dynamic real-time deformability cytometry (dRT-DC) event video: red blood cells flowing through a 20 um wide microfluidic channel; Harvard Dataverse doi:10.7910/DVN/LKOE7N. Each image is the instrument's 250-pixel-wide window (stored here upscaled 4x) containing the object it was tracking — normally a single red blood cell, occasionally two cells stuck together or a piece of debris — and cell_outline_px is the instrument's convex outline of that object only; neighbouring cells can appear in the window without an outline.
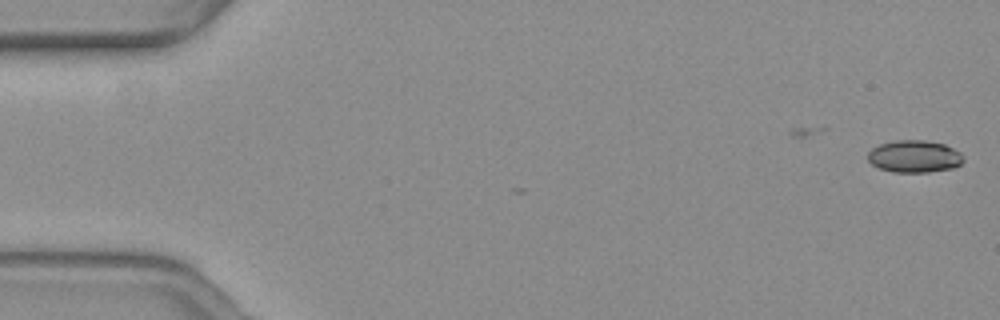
{"species": "common noctule bat (a hibernating species)", "species_latin": "Nyctalus noctula", "temperature_condition": "warm", "stored_images_in_passage": 4, "camera_frame_rate_fps": 3000, "um_per_image_px": 0.085, "animal": {"sex": "female", "body_mass_g": 19.3, "forearm_length_mm": 54.1}, "frame": {"image": 1, "passage_image": 1, "time_ms": 0.0, "image_size_px": [1000, 320], "cell_outline_px": [[964, 160], [960, 164], [952, 168], [928, 172], [892, 172], [880, 168], [872, 164], [868, 160], [868, 152], [872, 148], [880, 144], [896, 140], [924, 140], [944, 144], [960, 152], [964, 156]], "centroid_in_image_um": [77.72, 13.29], "position_along_channel_um": 7.3, "area_um2": 17.92}}